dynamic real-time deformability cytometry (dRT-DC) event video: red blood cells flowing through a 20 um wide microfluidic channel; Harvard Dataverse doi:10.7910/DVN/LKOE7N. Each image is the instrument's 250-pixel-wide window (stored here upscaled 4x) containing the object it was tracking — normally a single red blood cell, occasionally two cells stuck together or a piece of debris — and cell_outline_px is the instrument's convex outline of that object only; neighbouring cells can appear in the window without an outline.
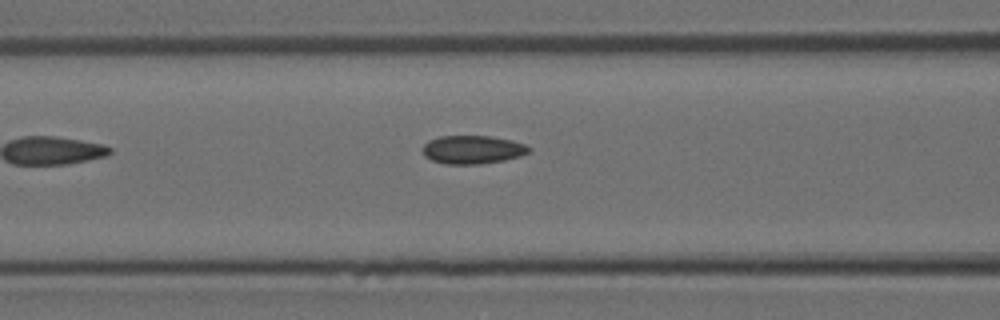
{"species": "Egyptian fruit bat (a non-hibernating species)", "species_latin": "Rousettus aegyptiacus", "temperature_condition": "room temperature", "stored_images_in_passage": 5, "camera_frame_rate_fps": 3000, "um_per_image_px": 0.085, "animal": {"sex": "female"}, "frame": {"image": 1, "passage_image": 5, "time_ms": 1.333, "image_size_px": [1000, 320], "cell_outline_px": [[532, 148], [528, 152], [520, 156], [504, 160], [480, 164], [444, 164], [432, 160], [424, 156], [420, 148], [428, 140], [440, 136], [488, 136], [512, 140], [524, 144]], "centroid_in_image_um": [40.12, 12.72], "position_along_channel_um": 126.5, "area_um2": 17.69}}